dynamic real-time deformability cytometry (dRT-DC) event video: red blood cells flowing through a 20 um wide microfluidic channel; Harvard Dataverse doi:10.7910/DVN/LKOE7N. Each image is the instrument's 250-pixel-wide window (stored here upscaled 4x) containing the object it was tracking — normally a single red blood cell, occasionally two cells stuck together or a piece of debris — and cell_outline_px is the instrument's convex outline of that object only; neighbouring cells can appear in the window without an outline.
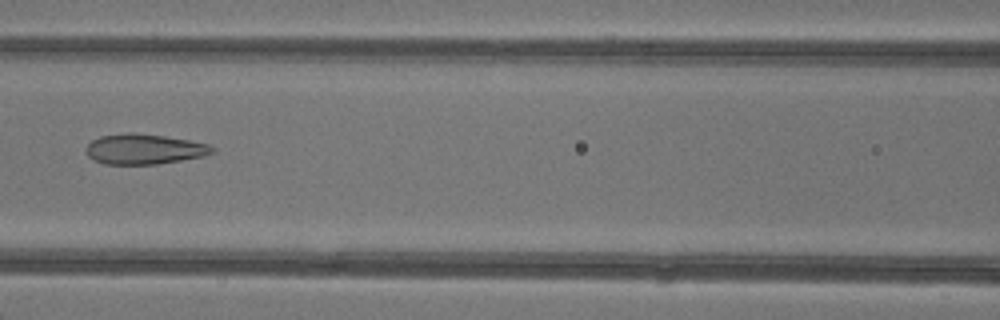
{"species": "common noctule bat (a hibernating species)", "species_latin": "Nyctalus noctula", "temperature_condition": "warm", "stored_images_in_passage": 6, "camera_frame_rate_fps": 3000, "um_per_image_px": 0.085, "animal": {"sex": "female"}, "frame": {"image": 1, "passage_image": 6, "time_ms": 6.667, "image_size_px": [1000, 320], "cell_outline_px": [[216, 152], [204, 156], [156, 164], [104, 164], [92, 160], [84, 152], [88, 144], [92, 140], [100, 136], [128, 132], [132, 132], [164, 136], [188, 140], [208, 144], [216, 148]], "centroid_in_image_um": [12.24, 12.67], "position_along_channel_um": 154.4, "area_um2": 22.37}}